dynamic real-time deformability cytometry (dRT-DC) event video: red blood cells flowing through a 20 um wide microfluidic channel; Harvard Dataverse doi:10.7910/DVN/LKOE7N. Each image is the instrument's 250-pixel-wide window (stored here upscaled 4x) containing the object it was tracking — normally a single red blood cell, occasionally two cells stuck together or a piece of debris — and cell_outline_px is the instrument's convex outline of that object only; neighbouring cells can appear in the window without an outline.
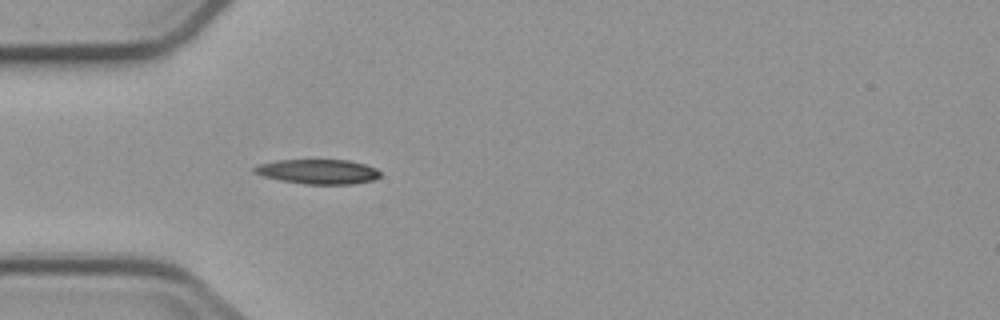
{"species": "common noctule bat (a hibernating species)", "species_latin": "Nyctalus noctula", "temperature_condition": "cold", "stored_images_in_passage": 4, "camera_frame_rate_fps": 3000, "um_per_image_px": 0.085, "animal": {"sex": "male", "body_mass_g": 23.1, "forearm_length_mm": 52.7}, "frame": {"image": 1, "passage_image": 4, "time_ms": 3.667, "image_size_px": [1000, 320], "cell_outline_px": [[380, 176], [372, 180], [352, 184], [304, 184], [280, 180], [264, 176], [252, 172], [252, 168], [260, 164], [276, 160], [348, 160], [364, 164], [376, 168], [380, 172]], "centroid_in_image_um": [27.01, 14.59], "position_along_channel_um": 58.0, "area_um2": 18.03}}